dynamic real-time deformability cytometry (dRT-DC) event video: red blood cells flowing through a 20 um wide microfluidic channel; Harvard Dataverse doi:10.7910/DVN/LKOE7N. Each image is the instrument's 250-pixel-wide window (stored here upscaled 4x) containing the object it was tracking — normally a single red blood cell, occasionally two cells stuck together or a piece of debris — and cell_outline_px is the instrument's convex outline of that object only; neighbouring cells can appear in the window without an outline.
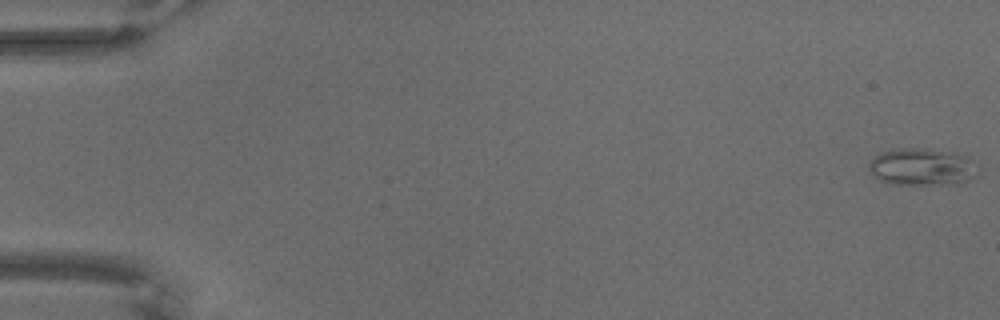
{"species": "common noctule bat (a hibernating species)", "species_latin": "Nyctalus noctula", "temperature_condition": "warm", "stored_images_in_passage": 68, "camera_frame_rate_fps": 3000, "um_per_image_px": 0.085, "animal": {"sex": "male", "body_mass_g": 18.8}, "frame": {"image": 1, "passage_image": 1, "time_ms": 0.0, "image_size_px": [1000, 320], "cell_outline_px": [[972, 176], [956, 184], [892, 184], [876, 176], [872, 172], [868, 164], [880, 152], [892, 148], [928, 148], [952, 152], [964, 156], [968, 160]], "centroid_in_image_um": [78.23, 14.16], "position_along_channel_um": 6.8, "area_um2": 22.6}}
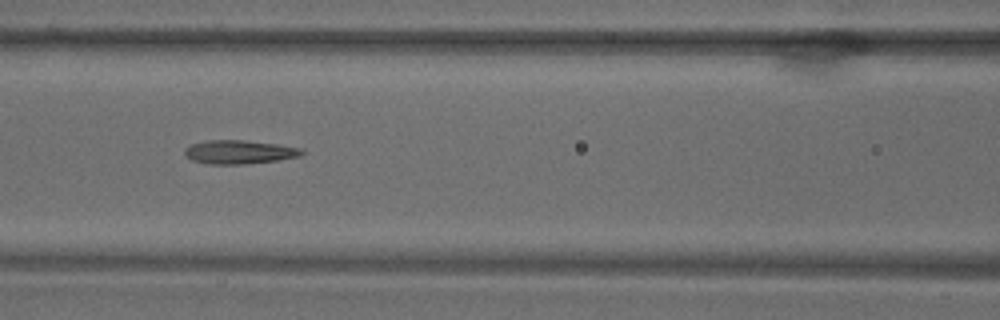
{"frame": {"image": 2, "passage_image": 31, "time_ms": 10.0, "image_size_px": [1000, 320], "cell_outline_px": [[304, 152], [300, 156], [276, 160], [244, 164], [208, 164], [192, 160], [184, 156], [184, 148], [192, 144], [208, 140], [244, 140], [276, 144], [300, 148]], "centroid_in_image_um": [20.28, 12.92], "position_along_channel_um": 146.3, "area_um2": 16.07}}
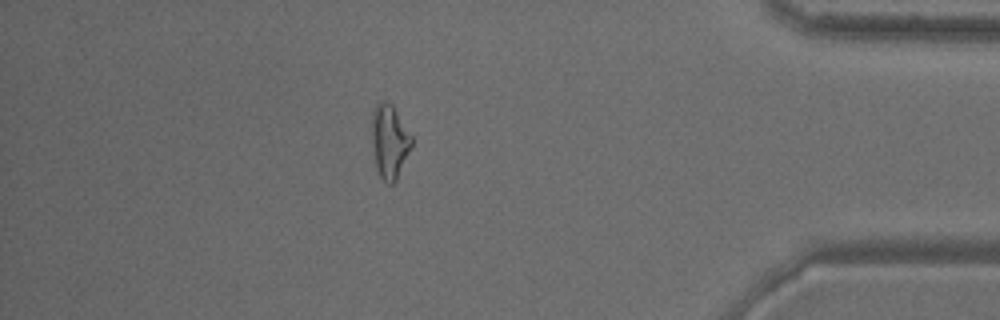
{"frame": {"image": 3, "passage_image": 60, "time_ms": 19.667, "image_size_px": [1000, 320], "cell_outline_px": [[412, 144], [396, 180], [392, 184], [388, 184], [380, 176], [376, 168], [372, 144], [372, 112], [376, 104], [380, 100], [384, 100], [392, 104], [412, 136]], "centroid_in_image_um": [33.09, 11.99], "position_along_channel_um": 402.1, "area_um2": 16.99}}